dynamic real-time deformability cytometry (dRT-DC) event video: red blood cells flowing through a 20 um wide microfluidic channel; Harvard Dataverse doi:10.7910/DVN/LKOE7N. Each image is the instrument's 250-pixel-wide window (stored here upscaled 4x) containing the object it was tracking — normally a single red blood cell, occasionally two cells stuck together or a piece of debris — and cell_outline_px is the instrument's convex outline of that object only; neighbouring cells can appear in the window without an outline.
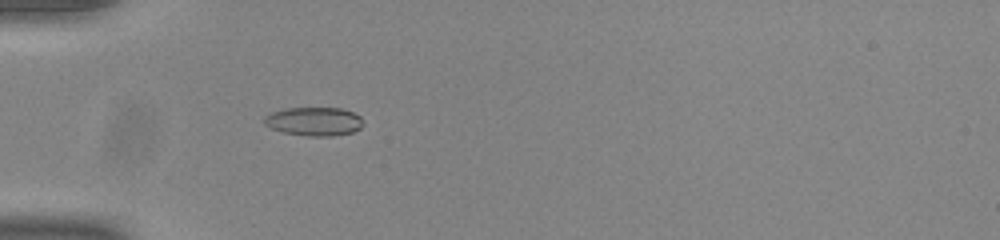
{"species": "common noctule bat (a hibernating species)", "species_latin": "Nyctalus noctula", "temperature_condition": "room temperature", "stored_images_in_passage": 42, "camera_frame_rate_fps": 3000, "um_per_image_px": 0.085, "animal": {"sex": "male", "body_mass_g": 20.0, "forearm_length_mm": 53.3}, "frame": {"image": 1, "passage_image": 6, "time_ms": 1.667, "image_size_px": [1000, 240], "cell_outline_px": [[364, 124], [360, 128], [352, 132], [332, 136], [308, 136], [284, 132], [272, 128], [264, 124], [264, 116], [272, 112], [284, 108], [340, 108], [352, 112], [360, 116]], "centroid_in_image_um": [26.7, 10.32], "position_along_channel_um": 58.3, "area_um2": 16.47}}
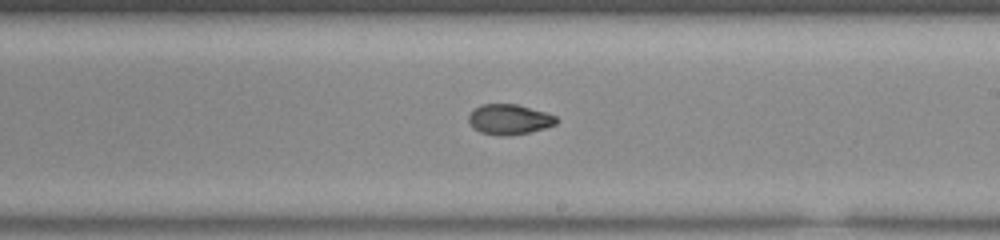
{"frame": {"image": 2, "passage_image": 21, "time_ms": 6.667, "image_size_px": [1000, 240], "cell_outline_px": [[556, 124], [544, 128], [528, 132], [504, 136], [500, 136], [480, 132], [472, 128], [468, 120], [468, 116], [480, 104], [516, 104], [544, 112], [556, 116]], "centroid_in_image_um": [43.24, 10.15], "position_along_channel_um": 245.8, "area_um2": 15.26}}
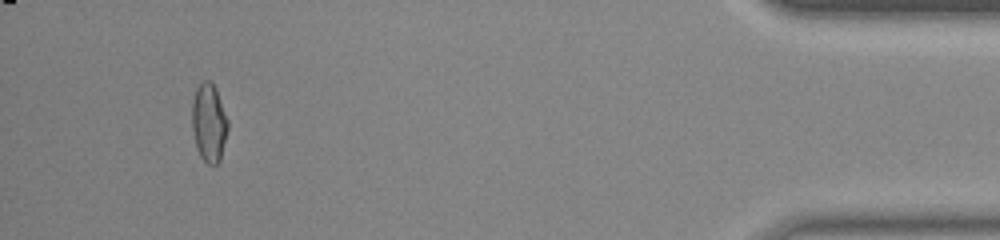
{"frame": {"image": 3, "passage_image": 39, "time_ms": 12.667, "image_size_px": [1000, 240], "cell_outline_px": [[228, 128], [220, 160], [216, 164], [208, 164], [200, 156], [196, 148], [192, 128], [192, 100], [196, 88], [204, 80], [212, 80], [216, 88], [228, 120]], "centroid_in_image_um": [17.75, 10.4], "position_along_channel_um": 417.4, "area_um2": 16.47}, "authors_computed_cell_mechanics": {"area_um2": 16.0106, "velocity_mm_per_s": 3.9049, "shape_relaxation_time_tau1_ms": 10.0435, "shape_relaxation_time_tau2_ms": 2.138, "deformation_change_tau1": 0.2215, "deformation_change_tau2": 0.0527}}